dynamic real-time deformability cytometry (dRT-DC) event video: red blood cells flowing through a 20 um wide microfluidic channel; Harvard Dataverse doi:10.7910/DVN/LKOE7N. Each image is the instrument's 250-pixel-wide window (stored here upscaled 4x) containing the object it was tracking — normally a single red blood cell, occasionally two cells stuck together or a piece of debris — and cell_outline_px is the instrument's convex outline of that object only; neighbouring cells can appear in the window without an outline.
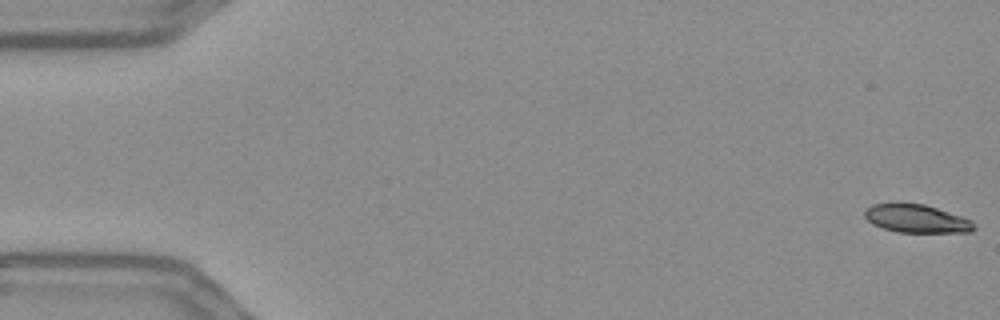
{"species": "Egyptian fruit bat (a non-hibernating species)", "species_latin": "Rousettus aegyptiacus", "temperature_condition": "warm", "stored_images_in_passage": 56, "camera_frame_rate_fps": 3000, "um_per_image_px": 0.085, "frame": {"image": 1, "passage_image": 1, "time_ms": 0.0, "image_size_px": [1000, 320], "cell_outline_px": [[976, 228], [972, 232], [896, 232], [872, 224], [864, 216], [864, 212], [872, 204], [892, 200], [924, 204], [972, 220], [976, 224]], "centroid_in_image_um": [77.86, 18.55], "position_along_channel_um": 7.1, "area_um2": 18.44}}
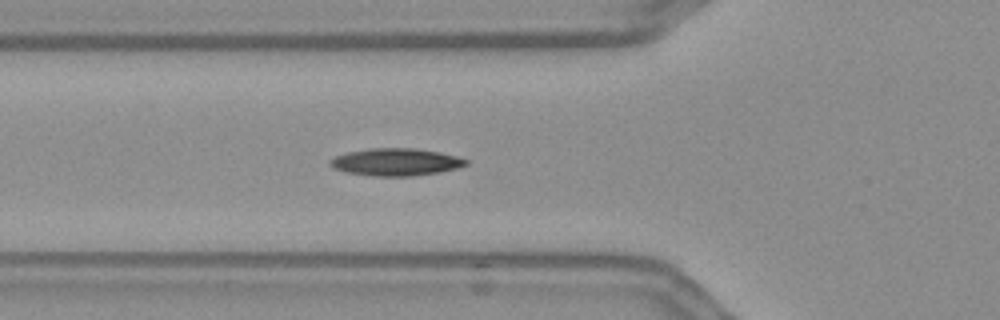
{"frame": {"image": 2, "passage_image": 20, "time_ms": 6.333, "image_size_px": [1000, 320], "cell_outline_px": [[468, 164], [460, 168], [440, 172], [412, 176], [372, 176], [344, 172], [328, 164], [328, 160], [336, 156], [348, 152], [372, 148], [416, 148], [440, 152], [456, 156], [468, 160]], "centroid_in_image_um": [33.67, 13.77], "position_along_channel_um": 92.1, "area_um2": 21.79}}
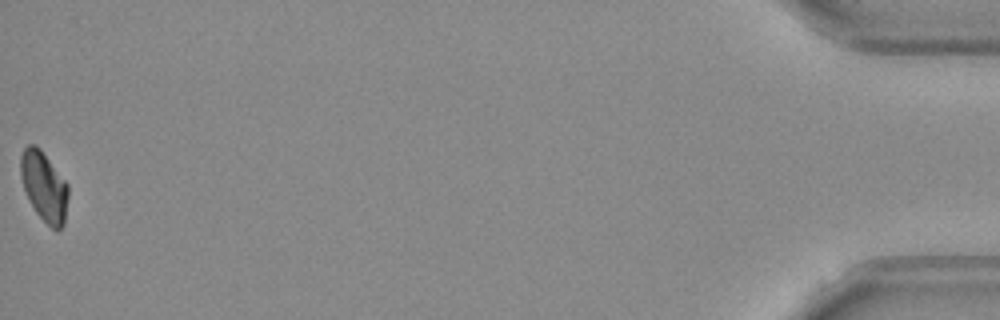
{"frame": {"image": 3, "passage_image": 56, "time_ms": 18.333, "image_size_px": [1000, 320], "cell_outline_px": [[68, 196], [64, 224], [56, 232], [36, 212], [24, 188], [20, 176], [20, 156], [24, 148], [28, 144], [36, 144], [40, 148], [68, 184]], "centroid_in_image_um": [3.75, 15.82], "position_along_channel_um": 431.5, "area_um2": 19.19}}